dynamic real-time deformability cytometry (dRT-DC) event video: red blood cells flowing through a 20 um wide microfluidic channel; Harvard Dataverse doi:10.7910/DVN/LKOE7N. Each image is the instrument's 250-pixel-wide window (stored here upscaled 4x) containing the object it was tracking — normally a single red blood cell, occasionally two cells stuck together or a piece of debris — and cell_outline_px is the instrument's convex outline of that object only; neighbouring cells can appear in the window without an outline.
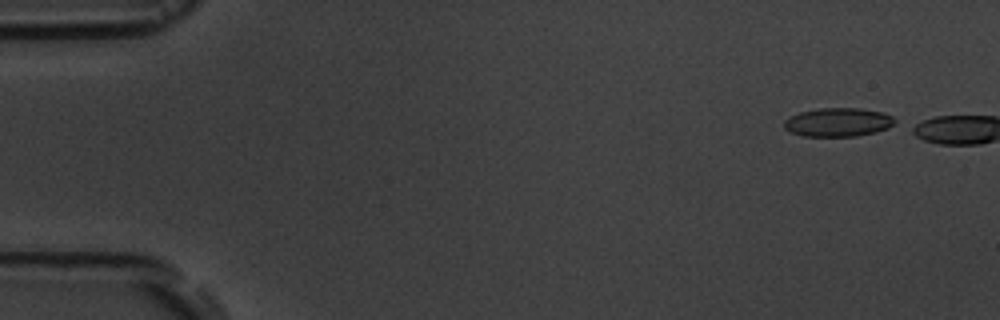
{"species": "common noctule bat (a hibernating species)", "species_latin": "Nyctalus noctula", "temperature_condition": "room temperature", "stored_images_in_passage": 2, "camera_frame_rate_fps": 3000, "um_per_image_px": 0.085, "animal": {"sex": "male", "body_mass_g": 19.5, "forearm_length_mm": 54.6}, "frame": {"image": 1, "passage_image": 1, "time_ms": 0.0, "image_size_px": [1000, 320], "cell_outline_px": [[896, 124], [888, 128], [876, 132], [856, 136], [804, 136], [788, 132], [784, 128], [784, 120], [800, 112], [820, 108], [860, 108], [884, 112], [892, 116], [896, 120]], "centroid_in_image_um": [71.26, 10.39], "position_along_channel_um": 13.7, "area_um2": 18.67}}